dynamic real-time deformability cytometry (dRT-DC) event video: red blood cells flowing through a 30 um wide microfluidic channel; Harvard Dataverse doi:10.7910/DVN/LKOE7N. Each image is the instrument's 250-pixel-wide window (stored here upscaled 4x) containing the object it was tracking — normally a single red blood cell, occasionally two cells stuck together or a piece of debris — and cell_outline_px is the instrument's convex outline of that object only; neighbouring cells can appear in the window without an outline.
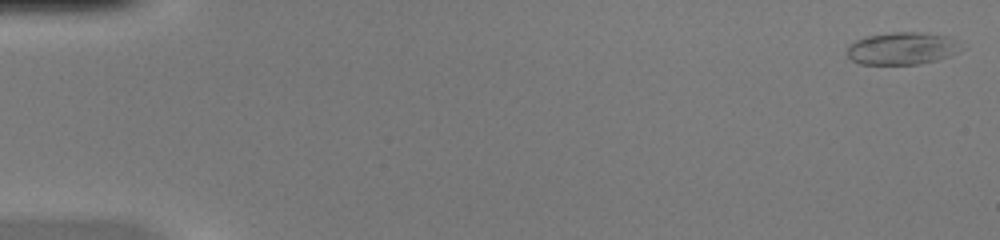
{"species": "common noctule bat (a hibernating species)", "species_latin": "Nyctalus noctula", "temperature_condition": "warm", "stored_images_in_passage": 50, "camera_frame_rate_fps": 3000, "um_per_image_px": 0.085, "animal": {"sex": "female", "body_mass_g": 20.0, "forearm_length_mm": 54.0}, "frame": {"image": 1, "passage_image": 1, "time_ms": 0.0, "image_size_px": [1000, 240], "cell_outline_px": [[956, 52], [948, 56], [936, 60], [920, 64], [860, 64], [852, 60], [848, 56], [848, 44], [864, 36], [892, 32], [928, 32], [948, 36]], "centroid_in_image_um": [76.53, 4.11], "position_along_channel_um": 8.5, "area_um2": 21.04}}
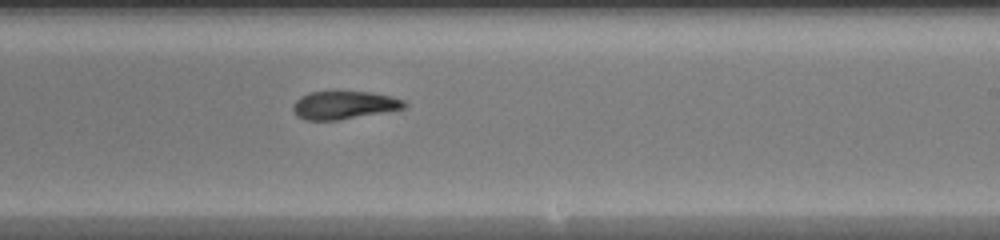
{"frame": {"image": 2, "passage_image": 31, "time_ms": 10.0, "image_size_px": [1000, 240], "cell_outline_px": [[408, 104], [404, 108], [340, 120], [304, 120], [296, 116], [292, 108], [296, 100], [300, 96], [312, 92], [372, 92], [392, 96], [404, 100]], "centroid_in_image_um": [29.24, 8.94], "position_along_channel_um": 259.8, "area_um2": 18.15}}
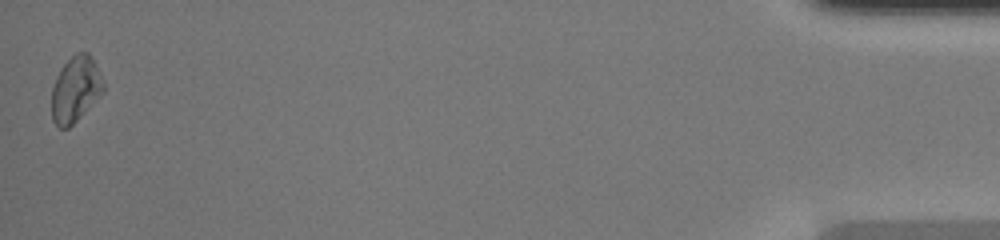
{"frame": {"image": 3, "passage_image": 50, "time_ms": 16.333, "image_size_px": [1000, 240], "cell_outline_px": [[104, 92], [68, 128], [60, 128], [52, 120], [52, 88], [56, 76], [60, 68], [76, 52], [88, 52], [104, 84]], "centroid_in_image_um": [6.39, 7.59], "position_along_channel_um": 428.8, "area_um2": 19.42}, "authors_computed_cell_mechanics": {"area_um2": 19.4208, "velocity_mm_per_s": 4.1017, "shape_relaxation_time_tau1_ms": 6.0395, "shape_relaxation_time_tau2_ms": 4.718, "deformation_change_tau1": 0.1941, "deformation_change_tau2": 0.1173}}